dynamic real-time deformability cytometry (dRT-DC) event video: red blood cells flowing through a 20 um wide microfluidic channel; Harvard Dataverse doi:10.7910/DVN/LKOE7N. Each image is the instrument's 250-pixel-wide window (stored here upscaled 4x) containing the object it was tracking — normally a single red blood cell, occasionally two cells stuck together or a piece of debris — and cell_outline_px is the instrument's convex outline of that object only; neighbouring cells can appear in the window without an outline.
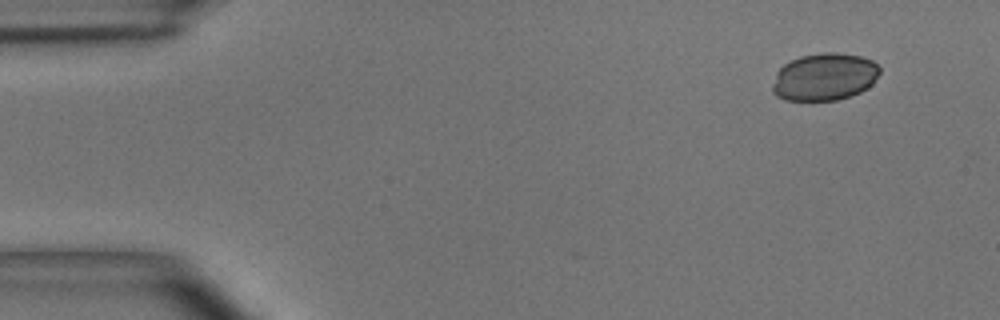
{"species": "common noctule bat (a hibernating species)", "species_latin": "Nyctalus noctula", "temperature_condition": "room temperature", "stored_images_in_passage": 4, "camera_frame_rate_fps": 3000, "um_per_image_px": 0.085, "animal": {"sex": "male", "body_mass_g": 15.6}, "frame": {"image": 1, "passage_image": 1, "time_ms": 0.0, "image_size_px": [1000, 320], "cell_outline_px": [[880, 72], [872, 84], [868, 88], [860, 92], [836, 100], [784, 100], [776, 96], [772, 92], [772, 84], [776, 72], [784, 64], [800, 56], [820, 52], [836, 52], [860, 56], [872, 60], [880, 68]], "centroid_in_image_um": [70.06, 6.53], "position_along_channel_um": 14.9, "area_um2": 29.77}}